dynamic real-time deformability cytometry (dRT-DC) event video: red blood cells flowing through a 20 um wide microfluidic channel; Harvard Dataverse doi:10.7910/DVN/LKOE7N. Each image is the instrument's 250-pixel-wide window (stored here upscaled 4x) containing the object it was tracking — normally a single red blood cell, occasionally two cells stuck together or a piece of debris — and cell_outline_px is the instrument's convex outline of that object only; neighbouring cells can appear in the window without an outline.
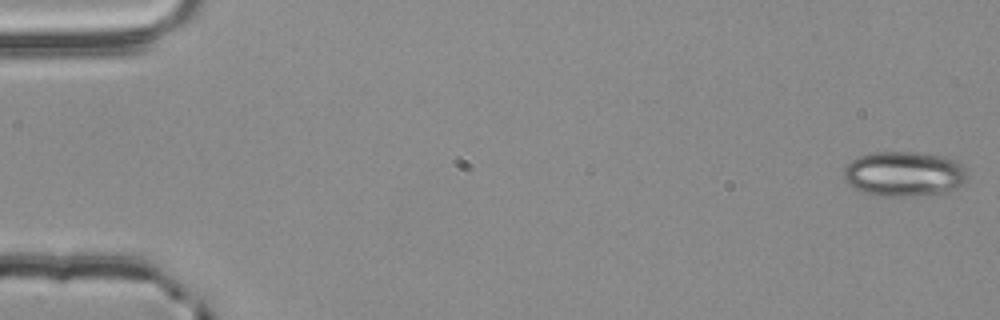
{"species": "common noctule bat (a hibernating species)", "species_latin": "Nyctalus noctula", "temperature_condition": "room temperature", "stored_images_in_passage": 55, "camera_frame_rate_fps": 3000, "um_per_image_px": 0.085, "animal": {"sex": "male", "body_mass_g": 20.4}, "frame": {"image": 1, "passage_image": 1, "time_ms": 0.0, "image_size_px": [1000, 320], "cell_outline_px": [[968, 176], [956, 188], [944, 192], [912, 196], [880, 196], [864, 192], [848, 184], [844, 176], [844, 168], [856, 156], [872, 152], [916, 152], [948, 156], [964, 164], [968, 172]], "centroid_in_image_um": [76.88, 14.76], "position_along_channel_um": 8.1, "area_um2": 32.66}}
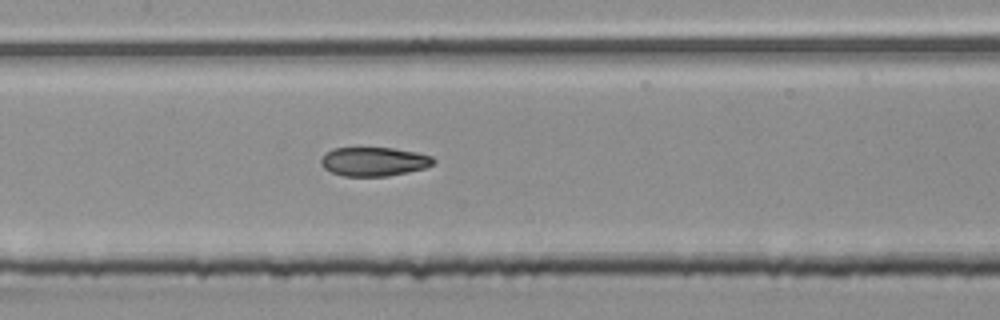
{"frame": {"image": 2, "passage_image": 27, "time_ms": 8.667, "image_size_px": [1000, 320], "cell_outline_px": [[436, 160], [432, 164], [424, 168], [408, 172], [388, 176], [344, 176], [332, 172], [324, 168], [320, 164], [320, 160], [324, 152], [332, 148], [392, 148], [416, 152], [432, 156]], "centroid_in_image_um": [31.75, 13.73], "position_along_channel_um": 175.6, "area_um2": 19.02}}
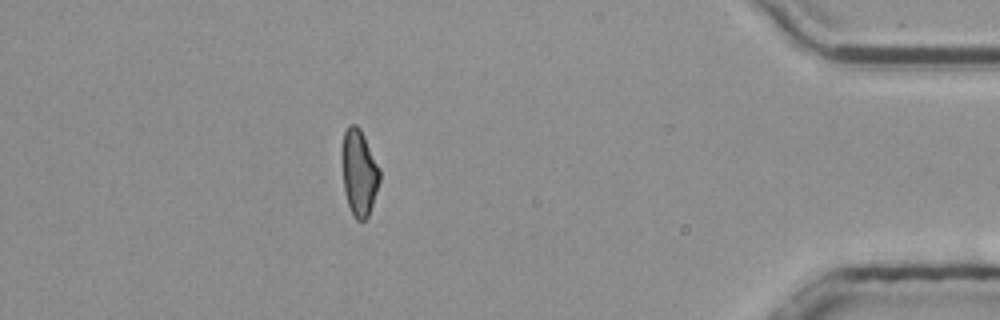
{"frame": {"image": 3, "passage_image": 49, "time_ms": 16.0, "image_size_px": [1000, 320], "cell_outline_px": [[380, 180], [368, 216], [364, 220], [356, 220], [348, 204], [344, 192], [340, 156], [340, 148], [344, 132], [348, 124], [356, 124], [360, 128], [380, 168]], "centroid_in_image_um": [30.48, 14.61], "position_along_channel_um": 404.7, "area_um2": 19.25}, "authors_computed_cell_mechanics": {"area_um2": 19.7098, "velocity_mm_per_s": 3.7901, "shape_relaxation_time_tau1_ms": null, "shape_relaxation_time_tau2_ms": 2.2675, "deformation_change_tau1": null, "deformation_change_tau2": 0.0818}}